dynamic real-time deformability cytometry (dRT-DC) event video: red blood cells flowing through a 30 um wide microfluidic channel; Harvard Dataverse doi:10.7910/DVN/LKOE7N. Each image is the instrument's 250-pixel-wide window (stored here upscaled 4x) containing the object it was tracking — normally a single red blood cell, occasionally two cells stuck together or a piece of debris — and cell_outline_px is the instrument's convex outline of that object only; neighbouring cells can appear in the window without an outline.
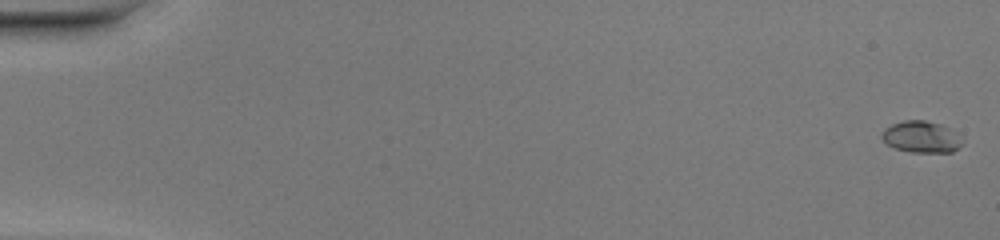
{"species": "common noctule bat (a hibernating species)", "species_latin": "Nyctalus noctula", "temperature_condition": "warm", "stored_images_in_passage": 51, "camera_frame_rate_fps": 3000, "um_per_image_px": 0.085, "animal": {"sex": "female", "body_mass_g": 20.0, "forearm_length_mm": 54.0}, "frame": {"image": 1, "passage_image": 1, "time_ms": 0.0, "image_size_px": [1000, 240], "cell_outline_px": [[964, 144], [952, 152], [912, 152], [896, 148], [888, 144], [880, 136], [884, 128], [892, 124], [904, 120], [924, 120], [940, 124], [952, 128]], "centroid_in_image_um": [78.32, 11.63], "position_along_channel_um": 6.7, "area_um2": 14.8}}
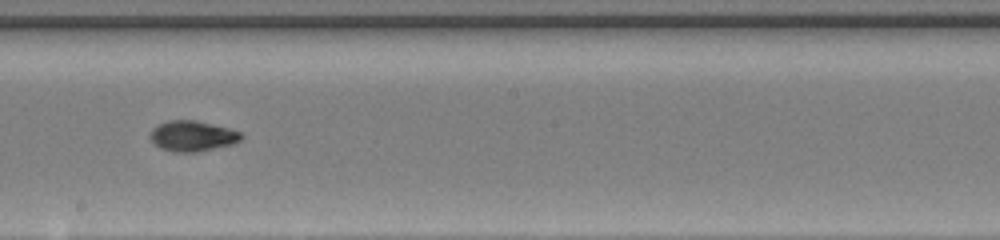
{"frame": {"image": 2, "passage_image": 30, "time_ms": 9.667, "image_size_px": [1000, 240], "cell_outline_px": [[244, 136], [240, 140], [232, 144], [196, 152], [172, 152], [160, 148], [152, 144], [148, 136], [152, 128], [156, 124], [168, 120], [196, 120], [228, 128], [240, 132]], "centroid_in_image_um": [16.28, 11.56], "position_along_channel_um": 231.9, "area_um2": 16.42}}
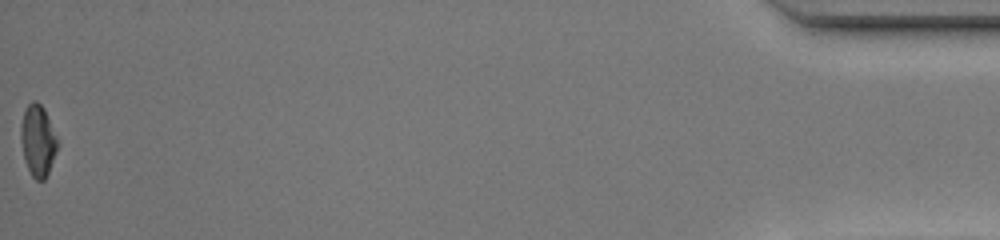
{"frame": {"image": 3, "passage_image": 51, "time_ms": 16.667, "image_size_px": [1000, 240], "cell_outline_px": [[60, 144], [48, 172], [44, 180], [36, 180], [32, 176], [24, 160], [20, 140], [20, 128], [24, 108], [32, 100], [36, 100], [44, 108]], "centroid_in_image_um": [3.21, 11.93], "position_along_channel_um": 432.0, "area_um2": 15.49}, "authors_computed_cell_mechanics": {"area_um2": 15.3748, "velocity_mm_per_s": 4.1967, "shape_relaxation_time_tau1_ms": 3.71, "shape_relaxation_time_tau2_ms": 0.9462, "deformation_change_tau1": 0.2015, "deformation_change_tau2": 0.0415}}